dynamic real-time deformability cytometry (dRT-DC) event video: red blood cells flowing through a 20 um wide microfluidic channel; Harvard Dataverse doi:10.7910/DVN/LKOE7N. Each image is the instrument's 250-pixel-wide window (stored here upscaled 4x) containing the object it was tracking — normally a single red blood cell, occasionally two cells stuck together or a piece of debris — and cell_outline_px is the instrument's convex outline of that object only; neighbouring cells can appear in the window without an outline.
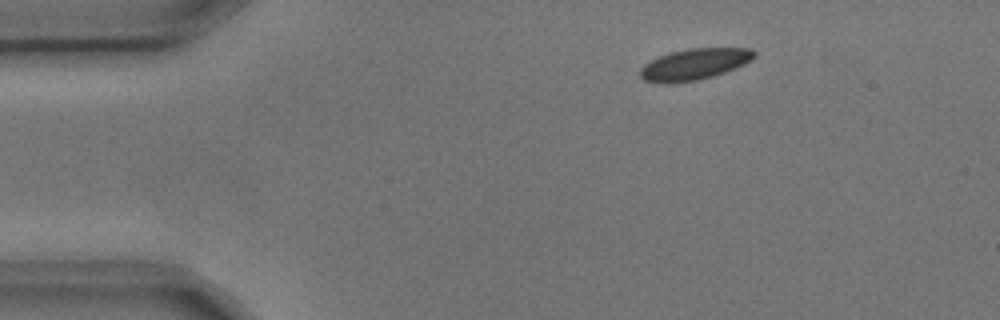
{"species": "common noctule bat (a hibernating species)", "species_latin": "Nyctalus noctula", "temperature_condition": "cold", "stored_images_in_passage": 3, "camera_frame_rate_fps": 3000, "um_per_image_px": 0.085, "animal": {"sex": "male", "body_mass_g": 17.9, "forearm_length_mm": 54.2}, "frame": {"image": 1, "passage_image": 1, "time_ms": 0.0, "image_size_px": [1000, 320], "cell_outline_px": [[756, 56], [744, 64], [736, 68], [712, 76], [696, 80], [672, 84], [660, 84], [644, 80], [640, 76], [640, 68], [644, 64], [668, 52], [688, 48], [752, 48], [756, 52]], "centroid_in_image_um": [59.0, 5.46], "position_along_channel_um": 26.0, "area_um2": 20.92}}
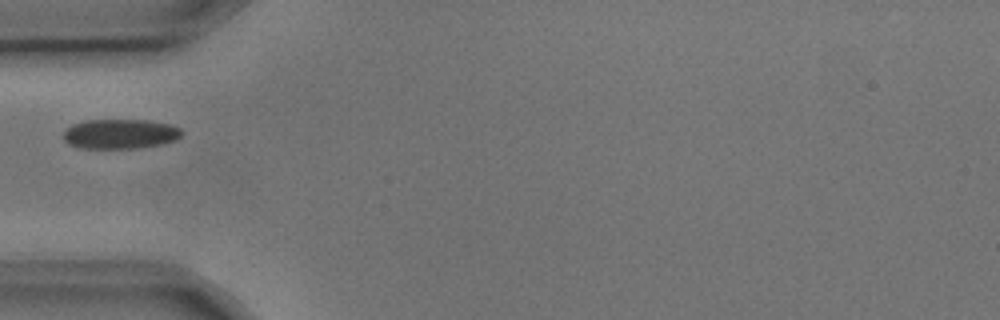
{"frame": {"image": 2, "passage_image": 3, "time_ms": 0.667, "image_size_px": [1000, 320], "cell_outline_px": [[184, 132], [176, 140], [164, 144], [144, 148], [80, 148], [68, 144], [64, 140], [64, 128], [72, 124], [84, 120], [148, 120], [172, 124], [180, 128]], "centroid_in_image_um": [10.24, 11.38], "position_along_channel_um": 74.8, "area_um2": 20.92}}